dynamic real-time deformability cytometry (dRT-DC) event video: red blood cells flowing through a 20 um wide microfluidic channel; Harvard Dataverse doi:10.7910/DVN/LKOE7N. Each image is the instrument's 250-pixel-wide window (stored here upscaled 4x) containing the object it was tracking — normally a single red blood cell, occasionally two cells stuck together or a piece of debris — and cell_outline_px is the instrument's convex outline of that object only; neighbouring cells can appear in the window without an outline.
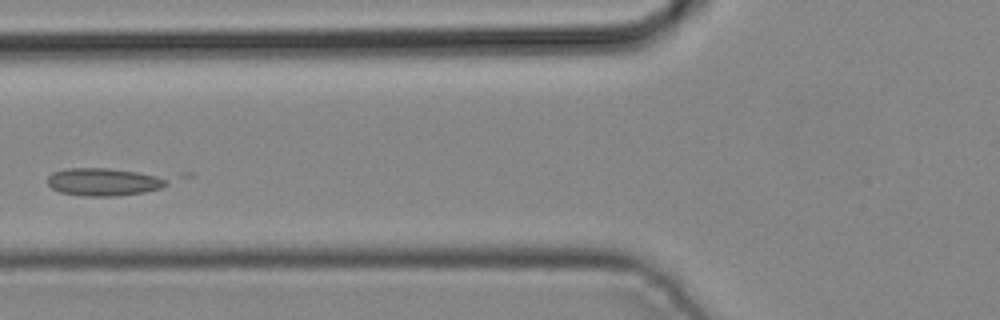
{"species": "common noctule bat (a hibernating species)", "species_latin": "Nyctalus noctula", "temperature_condition": "cold", "stored_images_in_passage": 6, "camera_frame_rate_fps": 3000, "um_per_image_px": 0.085, "animal": {"sex": "male", "body_mass_g": 19.2, "forearm_length_mm": 51.8}, "frame": {"image": 1, "passage_image": 6, "time_ms": 1.667, "image_size_px": [1000, 320], "cell_outline_px": [[196, 176], [160, 188], [144, 192], [116, 196], [84, 196], [60, 192], [52, 188], [48, 184], [48, 176], [52, 172], [64, 168], [108, 168], [196, 172]], "centroid_in_image_um": [9.58, 15.37], "position_along_channel_um": 116.2, "area_um2": 22.6}}